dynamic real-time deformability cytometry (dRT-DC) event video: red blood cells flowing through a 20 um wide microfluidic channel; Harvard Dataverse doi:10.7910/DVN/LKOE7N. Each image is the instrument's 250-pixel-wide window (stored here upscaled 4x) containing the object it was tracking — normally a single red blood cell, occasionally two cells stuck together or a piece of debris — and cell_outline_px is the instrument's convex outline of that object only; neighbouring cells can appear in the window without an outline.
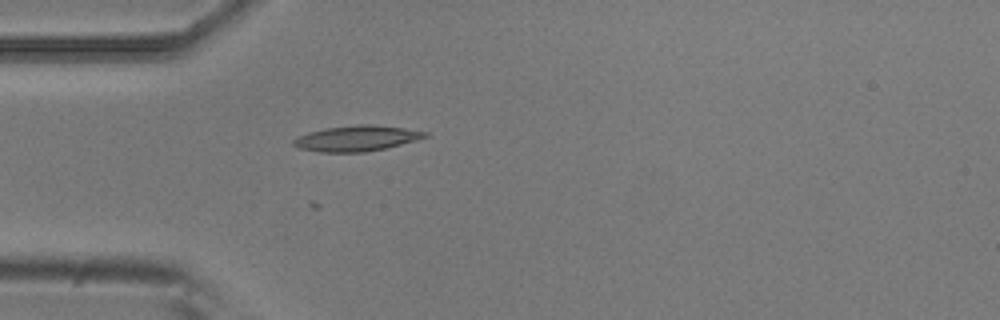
{"species": "common noctule bat (a hibernating species)", "species_latin": "Nyctalus noctula", "temperature_condition": "room temperature", "stored_images_in_passage": 5, "camera_frame_rate_fps": 3000, "um_per_image_px": 0.085, "animal": {"sex": "male", "body_mass_g": 20.5, "forearm_length_mm": 52.5}, "frame": {"image": 1, "passage_image": 5, "time_ms": 1.333, "image_size_px": [1000, 320], "cell_outline_px": [[428, 136], [416, 140], [384, 148], [364, 152], [320, 152], [296, 148], [292, 144], [292, 140], [308, 132], [324, 128], [356, 124], [372, 124], [404, 128], [428, 132]], "centroid_in_image_um": [30.27, 11.75], "position_along_channel_um": 54.7, "area_um2": 19.59}}